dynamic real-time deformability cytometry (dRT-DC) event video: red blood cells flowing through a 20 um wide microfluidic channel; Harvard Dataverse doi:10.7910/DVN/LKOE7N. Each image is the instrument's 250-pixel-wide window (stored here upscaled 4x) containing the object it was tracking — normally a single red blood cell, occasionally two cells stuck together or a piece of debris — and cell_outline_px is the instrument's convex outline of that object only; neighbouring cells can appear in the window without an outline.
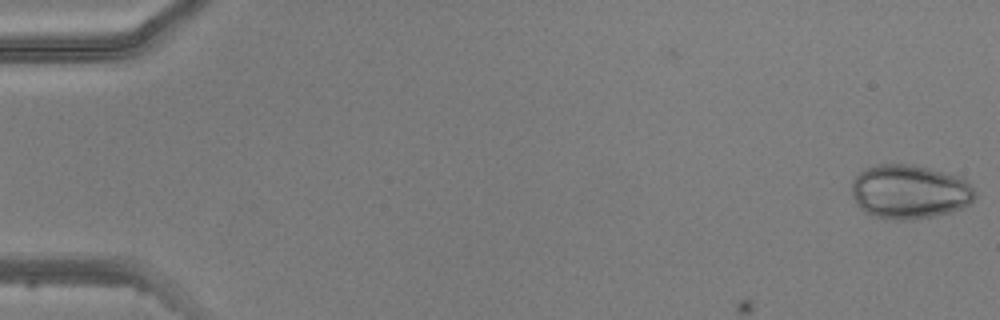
{"species": "common noctule bat (a hibernating species)", "species_latin": "Nyctalus noctula", "temperature_condition": "warm", "stored_images_in_passage": 5, "camera_frame_rate_fps": 3000, "um_per_image_px": 0.085, "animal": {"sex": "male", "body_mass_g": 20.5, "forearm_length_mm": 52.5}, "frame": {"image": 1, "passage_image": 1, "time_ms": 0.0, "image_size_px": [1000, 320], "cell_outline_px": [[976, 196], [972, 204], [964, 208], [952, 212], [912, 220], [896, 220], [876, 216], [864, 212], [856, 204], [852, 196], [852, 180], [864, 168], [876, 164], [912, 164], [944, 172], [956, 176], [964, 180], [976, 192]], "centroid_in_image_um": [77.3, 16.31], "position_along_channel_um": 7.7, "area_um2": 39.13}}